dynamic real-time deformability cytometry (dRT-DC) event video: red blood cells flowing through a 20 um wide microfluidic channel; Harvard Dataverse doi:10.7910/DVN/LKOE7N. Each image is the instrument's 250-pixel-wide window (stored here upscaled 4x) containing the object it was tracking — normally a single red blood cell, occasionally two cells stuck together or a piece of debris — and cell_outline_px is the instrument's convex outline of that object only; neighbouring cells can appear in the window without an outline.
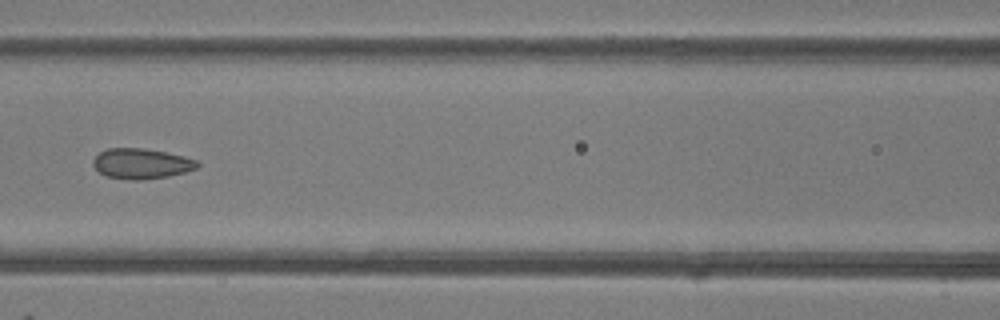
{"species": "common noctule bat (a hibernating species)", "species_latin": "Nyctalus noctula", "temperature_condition": "room temperature", "stored_images_in_passage": 7, "camera_frame_rate_fps": 3000, "um_per_image_px": 0.085, "animal": {"sex": "female"}, "frame": {"image": 1, "passage_image": 7, "time_ms": 7.0, "image_size_px": [1000, 320], "cell_outline_px": [[200, 164], [196, 168], [184, 172], [168, 176], [144, 180], [132, 180], [108, 176], [100, 172], [92, 164], [92, 160], [100, 152], [108, 148], [144, 148], [184, 156], [196, 160]], "centroid_in_image_um": [12.01, 13.9], "position_along_channel_um": 154.6, "area_um2": 18.26}}